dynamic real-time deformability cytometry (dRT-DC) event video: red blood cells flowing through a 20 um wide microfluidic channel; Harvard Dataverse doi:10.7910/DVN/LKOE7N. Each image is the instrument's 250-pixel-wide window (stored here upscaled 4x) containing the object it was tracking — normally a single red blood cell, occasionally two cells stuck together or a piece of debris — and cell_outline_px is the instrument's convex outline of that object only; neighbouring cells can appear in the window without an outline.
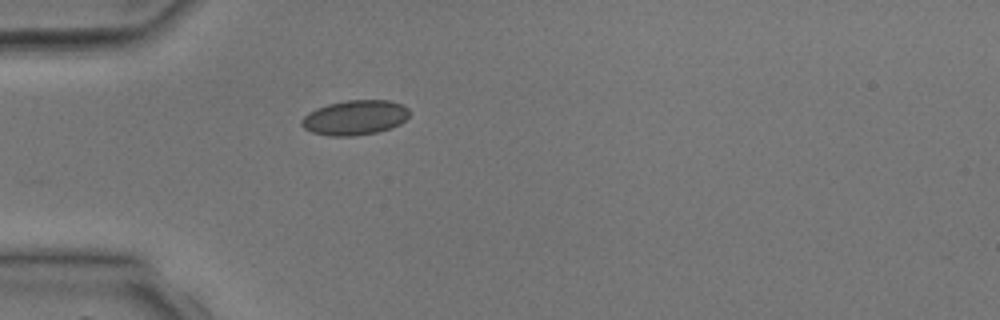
{"species": "common noctule bat (a hibernating species)", "species_latin": "Nyctalus noctula", "temperature_condition": "room temperature", "stored_images_in_passage": 1, "camera_frame_rate_fps": 3000, "um_per_image_px": 0.085, "animal": {"sex": "male", "body_mass_g": 17.9, "forearm_length_mm": 54.2}, "frame": {"image": 1, "passage_image": 1, "time_ms": 0.0, "image_size_px": [1000, 320], "cell_outline_px": [[408, 116], [400, 124], [392, 128], [376, 132], [356, 136], [328, 136], [312, 132], [304, 128], [300, 124], [300, 120], [308, 112], [316, 108], [328, 104], [348, 100], [388, 100], [400, 104], [408, 108]], "centroid_in_image_um": [30.14, 10.0], "position_along_channel_um": 54.9, "area_um2": 21.91}}